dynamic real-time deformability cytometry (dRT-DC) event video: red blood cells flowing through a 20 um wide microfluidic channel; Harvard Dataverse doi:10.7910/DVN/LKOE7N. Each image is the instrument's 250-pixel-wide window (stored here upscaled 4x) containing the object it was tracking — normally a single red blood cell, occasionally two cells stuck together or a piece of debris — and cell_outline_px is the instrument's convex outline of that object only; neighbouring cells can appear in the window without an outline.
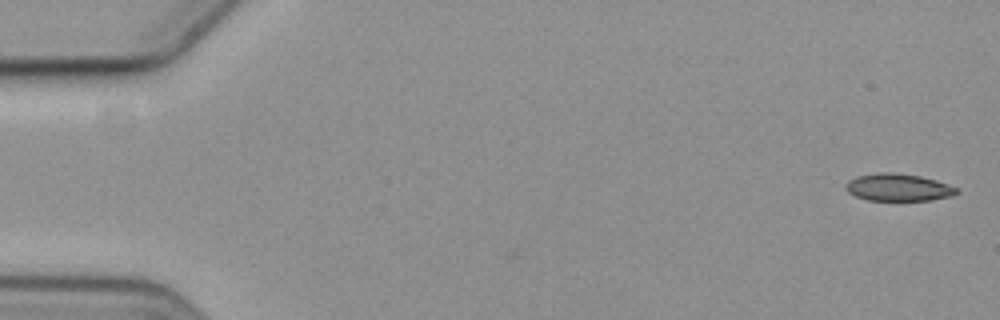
{"species": "common noctule bat (a hibernating species)", "species_latin": "Nyctalus noctula", "temperature_condition": "cold", "stored_images_in_passage": 2, "camera_frame_rate_fps": 3000, "um_per_image_px": 0.085, "animal": {"sex": "female", "body_mass_g": 19.3, "forearm_length_mm": 54.1}, "frame": {"image": 1, "passage_image": 2, "time_ms": 0.333, "image_size_px": [1000, 320], "cell_outline_px": [[956, 192], [948, 196], [928, 200], [868, 200], [856, 196], [848, 192], [844, 184], [848, 180], [856, 176], [880, 172], [892, 172], [920, 176], [936, 180], [956, 188]], "centroid_in_image_um": [76.26, 15.91], "position_along_channel_um": 8.7, "area_um2": 17.34}}